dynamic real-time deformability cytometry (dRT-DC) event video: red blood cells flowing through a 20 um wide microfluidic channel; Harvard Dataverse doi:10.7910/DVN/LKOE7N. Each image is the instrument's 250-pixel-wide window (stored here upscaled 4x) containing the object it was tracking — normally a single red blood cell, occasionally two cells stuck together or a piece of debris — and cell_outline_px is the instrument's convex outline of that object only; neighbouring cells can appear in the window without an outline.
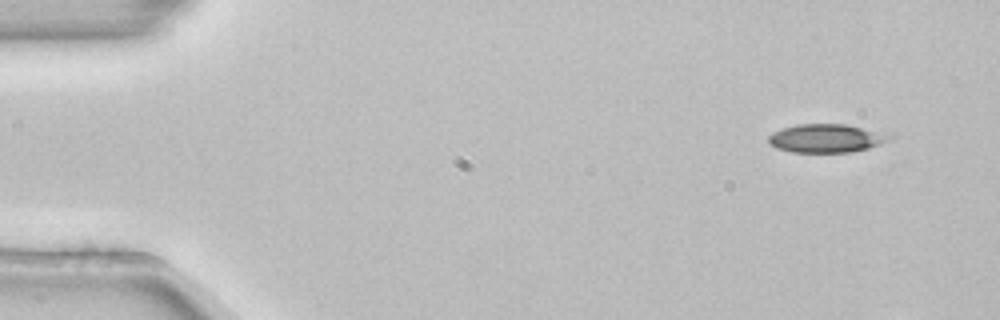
{"species": "common noctule bat (a hibernating species)", "species_latin": "Nyctalus noctula", "temperature_condition": "room temperature", "stored_images_in_passage": 5, "segment_of_instrument_passage": [2, 2], "camera_frame_rate_fps": 3000, "um_per_image_px": 0.085, "animal": {"sex": "female", "body_mass_g": 22.7, "forearm_length_mm": 54.2}, "frame": {"image": 1, "passage_image": 5, "time_ms": 1.333, "image_size_px": [1000, 320], "cell_outline_px": [[892, 136], [888, 140], [880, 144], [868, 148], [852, 152], [792, 152], [776, 148], [768, 144], [768, 136], [772, 132], [796, 124], [848, 124]], "centroid_in_image_um": [70.15, 11.76], "position_along_channel_um": 14.8, "area_um2": 19.88}}